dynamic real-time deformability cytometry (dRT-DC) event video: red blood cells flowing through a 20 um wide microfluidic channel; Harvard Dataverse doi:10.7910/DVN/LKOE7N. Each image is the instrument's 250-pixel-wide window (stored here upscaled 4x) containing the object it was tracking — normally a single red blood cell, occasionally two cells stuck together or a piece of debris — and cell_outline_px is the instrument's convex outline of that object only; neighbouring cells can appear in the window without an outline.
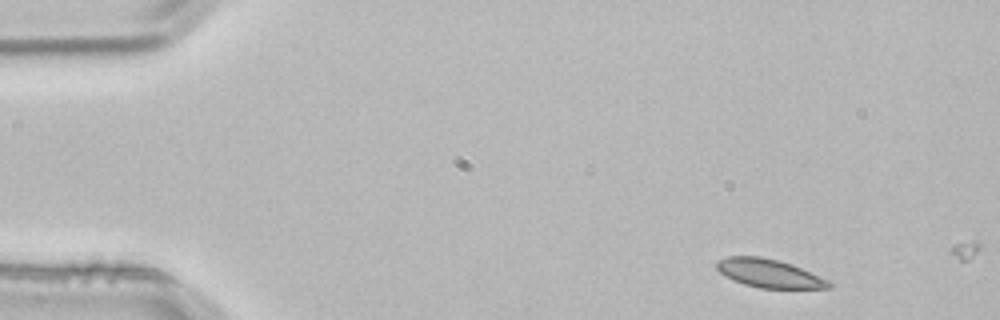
{"species": "common noctule bat (a hibernating species)", "species_latin": "Nyctalus noctula", "temperature_condition": "room temperature", "stored_images_in_passage": 2, "camera_frame_rate_fps": 3000, "um_per_image_px": 0.085, "animal": {"sex": "male", "body_mass_g": 21.5, "forearm_length_mm": 52.0}, "frame": {"image": 1, "passage_image": 1, "time_ms": 0.0, "image_size_px": [1000, 320], "cell_outline_px": [[832, 288], [760, 288], [744, 284], [732, 280], [720, 272], [716, 268], [716, 264], [720, 260], [728, 256], [760, 256], [780, 260], [792, 264], [828, 280], [832, 284]], "centroid_in_image_um": [65.37, 23.23], "position_along_channel_um": 19.6, "area_um2": 18.5}}